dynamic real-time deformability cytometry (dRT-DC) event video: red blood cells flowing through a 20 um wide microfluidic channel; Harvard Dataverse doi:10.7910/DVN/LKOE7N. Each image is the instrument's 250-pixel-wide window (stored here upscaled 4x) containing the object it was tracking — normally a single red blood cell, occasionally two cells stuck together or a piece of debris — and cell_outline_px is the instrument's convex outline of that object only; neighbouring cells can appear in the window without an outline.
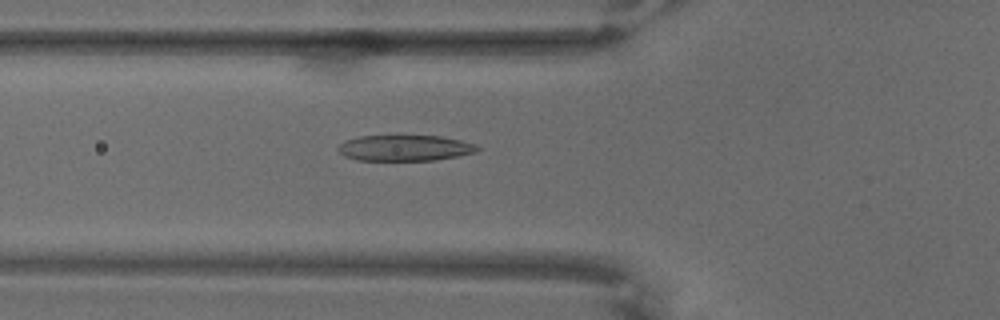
{"species": "common noctule bat (a hibernating species)", "species_latin": "Nyctalus noctula", "temperature_condition": "warm", "stored_images_in_passage": 67, "camera_frame_rate_fps": 3000, "um_per_image_px": 0.085, "animal": {"sex": "male", "body_mass_g": 18.8}, "frame": {"image": 1, "passage_image": 25, "time_ms": 8.0, "image_size_px": [1000, 320], "cell_outline_px": [[480, 148], [476, 152], [460, 156], [436, 160], [356, 160], [344, 156], [336, 148], [344, 140], [360, 136], [440, 136], [460, 140], [476, 144]], "centroid_in_image_um": [34.41, 12.58], "position_along_channel_um": 91.4, "area_um2": 21.04}}
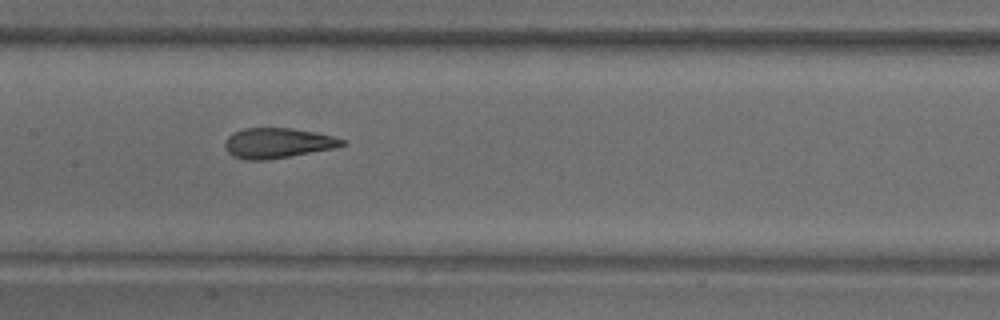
{"frame": {"image": 2, "passage_image": 34, "time_ms": 11.0, "image_size_px": [1000, 320], "cell_outline_px": [[348, 144], [336, 148], [268, 160], [244, 160], [232, 156], [228, 152], [224, 144], [228, 136], [232, 132], [244, 128], [292, 128], [316, 132], [348, 140]], "centroid_in_image_um": [23.63, 12.16], "position_along_channel_um": 183.8, "area_um2": 20.92}}
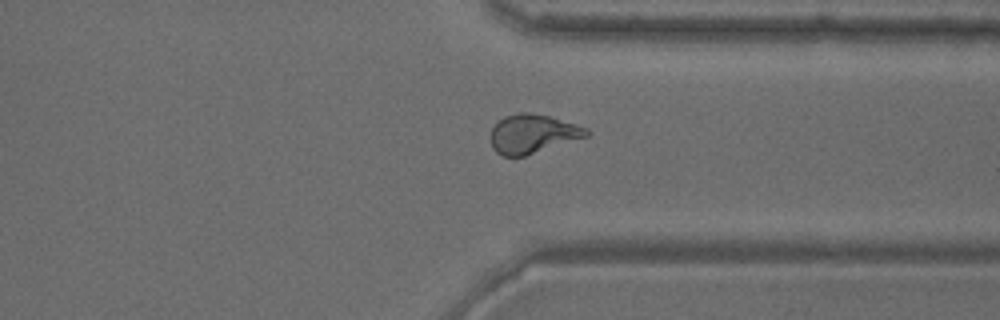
{"frame": {"image": 3, "passage_image": 52, "time_ms": 17.0, "image_size_px": [1000, 320], "cell_outline_px": [[592, 132], [588, 136], [524, 156], [504, 156], [496, 152], [492, 148], [492, 128], [504, 116], [520, 112], [528, 112], [548, 116], [576, 124], [588, 128]], "centroid_in_image_um": [45.3, 11.37], "position_along_channel_um": 366.1, "area_um2": 21.5}}